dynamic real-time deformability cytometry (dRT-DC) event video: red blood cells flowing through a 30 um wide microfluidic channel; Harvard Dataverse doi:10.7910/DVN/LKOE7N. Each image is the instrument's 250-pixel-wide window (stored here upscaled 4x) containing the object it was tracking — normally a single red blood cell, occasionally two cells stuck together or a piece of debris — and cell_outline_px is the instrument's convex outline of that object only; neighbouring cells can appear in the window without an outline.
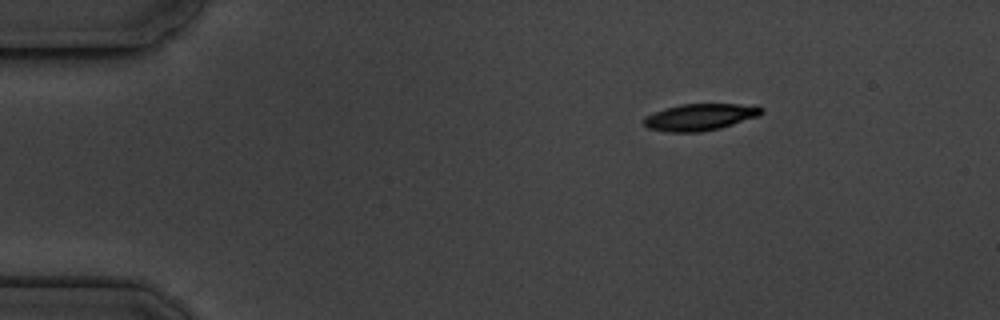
{"species": "common noctule bat (a hibernating species)", "species_latin": "Nyctalus noctula", "temperature_condition": "cold", "stored_images_in_passage": 2, "camera_frame_rate_fps": 3000, "um_per_image_px": 0.085, "animal": {"sex": "male", "body_mass_g": 19.5, "forearm_length_mm": 54.6}, "frame": {"image": 1, "passage_image": 2, "time_ms": 1.333, "image_size_px": [1000, 320], "cell_outline_px": [[764, 112], [760, 116], [720, 128], [700, 132], [668, 132], [648, 128], [644, 124], [644, 116], [664, 108], [680, 104], [756, 104], [764, 108]], "centroid_in_image_um": [59.55, 9.94], "position_along_channel_um": 25.4, "area_um2": 18.61}}